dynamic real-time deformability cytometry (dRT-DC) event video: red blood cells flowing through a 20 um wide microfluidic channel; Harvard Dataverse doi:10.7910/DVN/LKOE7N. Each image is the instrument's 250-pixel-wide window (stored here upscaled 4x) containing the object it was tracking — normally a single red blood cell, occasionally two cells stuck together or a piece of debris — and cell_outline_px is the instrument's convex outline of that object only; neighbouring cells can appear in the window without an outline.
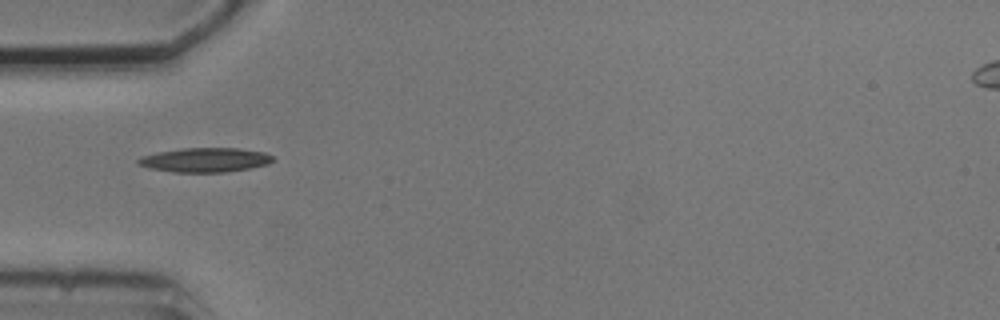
{"species": "common noctule bat (a hibernating species)", "species_latin": "Nyctalus noctula", "temperature_condition": "cold", "stored_images_in_passage": 7, "camera_frame_rate_fps": 3000, "um_per_image_px": 0.085, "animal": {"sex": "male", "body_mass_g": 20.5, "forearm_length_mm": 52.5}, "frame": {"image": 1, "passage_image": 1, "time_ms": 0.0, "image_size_px": [1000, 320], "cell_outline_px": [[272, 160], [268, 164], [248, 168], [224, 172], [172, 172], [148, 168], [136, 164], [136, 160], [140, 156], [180, 148], [240, 148], [264, 152], [272, 156]], "centroid_in_image_um": [17.37, 13.59], "position_along_channel_um": 67.6, "area_um2": 19.07}}
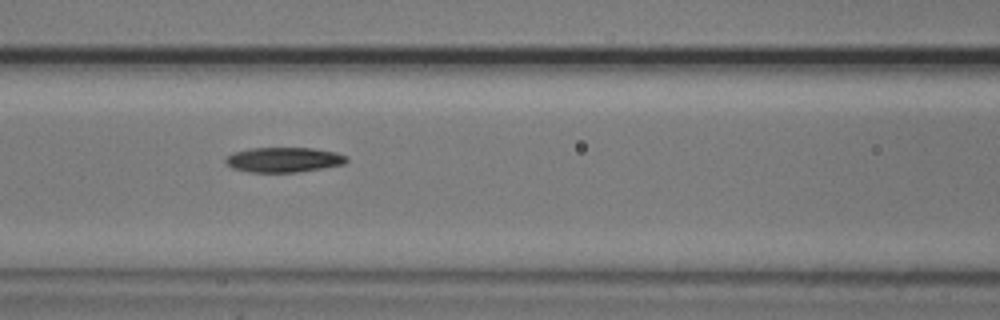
{"frame": {"image": 2, "passage_image": 3, "time_ms": 2.0, "image_size_px": [1000, 320], "cell_outline_px": [[348, 160], [344, 164], [324, 168], [296, 172], [248, 172], [232, 168], [224, 160], [232, 152], [248, 148], [312, 148], [336, 152], [348, 156]], "centroid_in_image_um": [24.12, 13.57], "position_along_channel_um": 142.5, "area_um2": 17.69}}
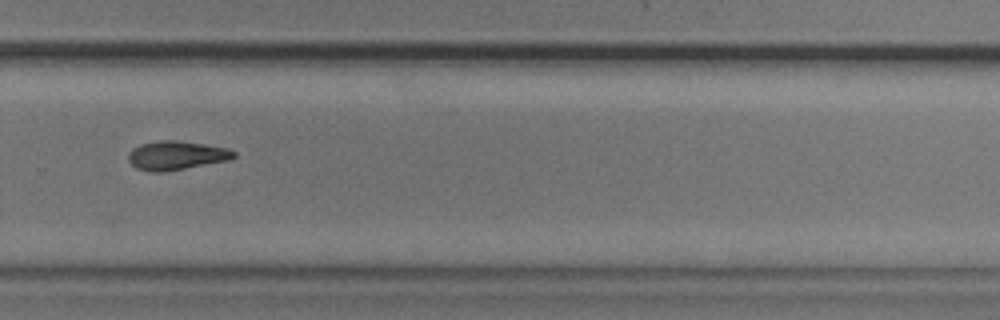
{"frame": {"image": 3, "passage_image": 7, "time_ms": 6.667, "image_size_px": [1000, 320], "cell_outline_px": [[236, 156], [228, 160], [164, 172], [148, 172], [136, 168], [128, 160], [128, 152], [132, 148], [140, 144], [160, 140], [176, 140], [228, 148], [236, 152]], "centroid_in_image_um": [14.95, 13.21], "position_along_channel_um": 314.9, "area_um2": 17.74}}